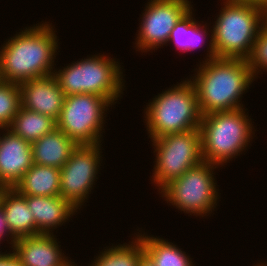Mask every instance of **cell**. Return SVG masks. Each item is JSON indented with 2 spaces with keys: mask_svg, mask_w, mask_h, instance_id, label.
Masks as SVG:
<instances>
[{
  "mask_svg": "<svg viewBox=\"0 0 267 266\" xmlns=\"http://www.w3.org/2000/svg\"><path fill=\"white\" fill-rule=\"evenodd\" d=\"M143 113L150 140L199 129L202 119L196 90L188 77L155 95Z\"/></svg>",
  "mask_w": 267,
  "mask_h": 266,
  "instance_id": "cell-5",
  "label": "cell"
},
{
  "mask_svg": "<svg viewBox=\"0 0 267 266\" xmlns=\"http://www.w3.org/2000/svg\"><path fill=\"white\" fill-rule=\"evenodd\" d=\"M199 62L189 79L196 90L202 116L246 108L243 94L256 81L247 60L214 57Z\"/></svg>",
  "mask_w": 267,
  "mask_h": 266,
  "instance_id": "cell-2",
  "label": "cell"
},
{
  "mask_svg": "<svg viewBox=\"0 0 267 266\" xmlns=\"http://www.w3.org/2000/svg\"><path fill=\"white\" fill-rule=\"evenodd\" d=\"M16 240L17 239L11 234L9 230L4 211L0 206V242L3 243L4 241H7L9 248H11Z\"/></svg>",
  "mask_w": 267,
  "mask_h": 266,
  "instance_id": "cell-25",
  "label": "cell"
},
{
  "mask_svg": "<svg viewBox=\"0 0 267 266\" xmlns=\"http://www.w3.org/2000/svg\"><path fill=\"white\" fill-rule=\"evenodd\" d=\"M259 262L257 264H255V265L253 264V266H267V261H265V262L264 261H262V262L259 261Z\"/></svg>",
  "mask_w": 267,
  "mask_h": 266,
  "instance_id": "cell-30",
  "label": "cell"
},
{
  "mask_svg": "<svg viewBox=\"0 0 267 266\" xmlns=\"http://www.w3.org/2000/svg\"><path fill=\"white\" fill-rule=\"evenodd\" d=\"M101 145H78L60 169V196L79 211L88 202L102 170Z\"/></svg>",
  "mask_w": 267,
  "mask_h": 266,
  "instance_id": "cell-10",
  "label": "cell"
},
{
  "mask_svg": "<svg viewBox=\"0 0 267 266\" xmlns=\"http://www.w3.org/2000/svg\"><path fill=\"white\" fill-rule=\"evenodd\" d=\"M55 234H38L17 239L11 250L22 266H67L71 260L64 254ZM70 258V259H69Z\"/></svg>",
  "mask_w": 267,
  "mask_h": 266,
  "instance_id": "cell-14",
  "label": "cell"
},
{
  "mask_svg": "<svg viewBox=\"0 0 267 266\" xmlns=\"http://www.w3.org/2000/svg\"><path fill=\"white\" fill-rule=\"evenodd\" d=\"M0 266H22V264L12 250H5L0 256Z\"/></svg>",
  "mask_w": 267,
  "mask_h": 266,
  "instance_id": "cell-26",
  "label": "cell"
},
{
  "mask_svg": "<svg viewBox=\"0 0 267 266\" xmlns=\"http://www.w3.org/2000/svg\"><path fill=\"white\" fill-rule=\"evenodd\" d=\"M247 110L239 108L202 116L199 130L203 161L226 167L236 156L248 151V146L251 148L256 129Z\"/></svg>",
  "mask_w": 267,
  "mask_h": 266,
  "instance_id": "cell-3",
  "label": "cell"
},
{
  "mask_svg": "<svg viewBox=\"0 0 267 266\" xmlns=\"http://www.w3.org/2000/svg\"><path fill=\"white\" fill-rule=\"evenodd\" d=\"M56 32L55 25L45 20L6 39L0 46V81L20 84L53 74L60 52Z\"/></svg>",
  "mask_w": 267,
  "mask_h": 266,
  "instance_id": "cell-1",
  "label": "cell"
},
{
  "mask_svg": "<svg viewBox=\"0 0 267 266\" xmlns=\"http://www.w3.org/2000/svg\"><path fill=\"white\" fill-rule=\"evenodd\" d=\"M33 165L32 145L2 127L0 137V184L14 188Z\"/></svg>",
  "mask_w": 267,
  "mask_h": 266,
  "instance_id": "cell-12",
  "label": "cell"
},
{
  "mask_svg": "<svg viewBox=\"0 0 267 266\" xmlns=\"http://www.w3.org/2000/svg\"><path fill=\"white\" fill-rule=\"evenodd\" d=\"M0 206L9 230L16 239L41 234L35 226L33 212L28 207L25 195L20 194L15 188L4 190Z\"/></svg>",
  "mask_w": 267,
  "mask_h": 266,
  "instance_id": "cell-17",
  "label": "cell"
},
{
  "mask_svg": "<svg viewBox=\"0 0 267 266\" xmlns=\"http://www.w3.org/2000/svg\"><path fill=\"white\" fill-rule=\"evenodd\" d=\"M19 88L21 107L59 119L65 94L53 74L26 80Z\"/></svg>",
  "mask_w": 267,
  "mask_h": 266,
  "instance_id": "cell-13",
  "label": "cell"
},
{
  "mask_svg": "<svg viewBox=\"0 0 267 266\" xmlns=\"http://www.w3.org/2000/svg\"><path fill=\"white\" fill-rule=\"evenodd\" d=\"M25 199L33 212L37 230L43 234H54V230L69 223V219L72 220L73 215L79 213L78 209L61 196L25 195Z\"/></svg>",
  "mask_w": 267,
  "mask_h": 266,
  "instance_id": "cell-16",
  "label": "cell"
},
{
  "mask_svg": "<svg viewBox=\"0 0 267 266\" xmlns=\"http://www.w3.org/2000/svg\"><path fill=\"white\" fill-rule=\"evenodd\" d=\"M263 25L267 28V8L263 11Z\"/></svg>",
  "mask_w": 267,
  "mask_h": 266,
  "instance_id": "cell-29",
  "label": "cell"
},
{
  "mask_svg": "<svg viewBox=\"0 0 267 266\" xmlns=\"http://www.w3.org/2000/svg\"><path fill=\"white\" fill-rule=\"evenodd\" d=\"M150 141L155 155L150 181L158 191L203 161L199 129L166 134Z\"/></svg>",
  "mask_w": 267,
  "mask_h": 266,
  "instance_id": "cell-8",
  "label": "cell"
},
{
  "mask_svg": "<svg viewBox=\"0 0 267 266\" xmlns=\"http://www.w3.org/2000/svg\"><path fill=\"white\" fill-rule=\"evenodd\" d=\"M190 0H148L140 15L135 52L147 54L165 46L178 21L192 8Z\"/></svg>",
  "mask_w": 267,
  "mask_h": 266,
  "instance_id": "cell-11",
  "label": "cell"
},
{
  "mask_svg": "<svg viewBox=\"0 0 267 266\" xmlns=\"http://www.w3.org/2000/svg\"><path fill=\"white\" fill-rule=\"evenodd\" d=\"M20 106L19 84L0 81V127L11 125Z\"/></svg>",
  "mask_w": 267,
  "mask_h": 266,
  "instance_id": "cell-23",
  "label": "cell"
},
{
  "mask_svg": "<svg viewBox=\"0 0 267 266\" xmlns=\"http://www.w3.org/2000/svg\"><path fill=\"white\" fill-rule=\"evenodd\" d=\"M5 189H6V187L4 185L0 184V200H1V196H2Z\"/></svg>",
  "mask_w": 267,
  "mask_h": 266,
  "instance_id": "cell-31",
  "label": "cell"
},
{
  "mask_svg": "<svg viewBox=\"0 0 267 266\" xmlns=\"http://www.w3.org/2000/svg\"><path fill=\"white\" fill-rule=\"evenodd\" d=\"M132 235V241L128 243L104 247L88 266H138L145 249L142 240L136 234Z\"/></svg>",
  "mask_w": 267,
  "mask_h": 266,
  "instance_id": "cell-21",
  "label": "cell"
},
{
  "mask_svg": "<svg viewBox=\"0 0 267 266\" xmlns=\"http://www.w3.org/2000/svg\"><path fill=\"white\" fill-rule=\"evenodd\" d=\"M67 266H77V264L74 261H71Z\"/></svg>",
  "mask_w": 267,
  "mask_h": 266,
  "instance_id": "cell-32",
  "label": "cell"
},
{
  "mask_svg": "<svg viewBox=\"0 0 267 266\" xmlns=\"http://www.w3.org/2000/svg\"><path fill=\"white\" fill-rule=\"evenodd\" d=\"M33 163L61 169L78 144L56 128L32 144Z\"/></svg>",
  "mask_w": 267,
  "mask_h": 266,
  "instance_id": "cell-18",
  "label": "cell"
},
{
  "mask_svg": "<svg viewBox=\"0 0 267 266\" xmlns=\"http://www.w3.org/2000/svg\"><path fill=\"white\" fill-rule=\"evenodd\" d=\"M221 166L201 161L181 177L175 178L158 193L168 205L188 216L207 217L217 209L220 192L214 171ZM217 168V169H216ZM216 208V209H215Z\"/></svg>",
  "mask_w": 267,
  "mask_h": 266,
  "instance_id": "cell-7",
  "label": "cell"
},
{
  "mask_svg": "<svg viewBox=\"0 0 267 266\" xmlns=\"http://www.w3.org/2000/svg\"><path fill=\"white\" fill-rule=\"evenodd\" d=\"M139 229H135L138 234L134 233L142 240L145 252L153 259L156 266H195L193 258L177 244Z\"/></svg>",
  "mask_w": 267,
  "mask_h": 266,
  "instance_id": "cell-20",
  "label": "cell"
},
{
  "mask_svg": "<svg viewBox=\"0 0 267 266\" xmlns=\"http://www.w3.org/2000/svg\"><path fill=\"white\" fill-rule=\"evenodd\" d=\"M247 62L255 80L260 78L259 75L263 72L267 73V28L264 25L258 32Z\"/></svg>",
  "mask_w": 267,
  "mask_h": 266,
  "instance_id": "cell-24",
  "label": "cell"
},
{
  "mask_svg": "<svg viewBox=\"0 0 267 266\" xmlns=\"http://www.w3.org/2000/svg\"><path fill=\"white\" fill-rule=\"evenodd\" d=\"M138 266H156L153 259L145 252L139 261Z\"/></svg>",
  "mask_w": 267,
  "mask_h": 266,
  "instance_id": "cell-27",
  "label": "cell"
},
{
  "mask_svg": "<svg viewBox=\"0 0 267 266\" xmlns=\"http://www.w3.org/2000/svg\"><path fill=\"white\" fill-rule=\"evenodd\" d=\"M2 243L0 242V245H1ZM1 248V247H0ZM1 250V249H0ZM3 253H5V252H2V250L0 251V256L3 254Z\"/></svg>",
  "mask_w": 267,
  "mask_h": 266,
  "instance_id": "cell-33",
  "label": "cell"
},
{
  "mask_svg": "<svg viewBox=\"0 0 267 266\" xmlns=\"http://www.w3.org/2000/svg\"><path fill=\"white\" fill-rule=\"evenodd\" d=\"M14 188L22 195L60 196V169L33 163Z\"/></svg>",
  "mask_w": 267,
  "mask_h": 266,
  "instance_id": "cell-19",
  "label": "cell"
},
{
  "mask_svg": "<svg viewBox=\"0 0 267 266\" xmlns=\"http://www.w3.org/2000/svg\"><path fill=\"white\" fill-rule=\"evenodd\" d=\"M103 52L88 55L54 69L53 75L65 96L76 94H94L105 97L113 105L123 98L125 78L119 59ZM117 60V61H116ZM122 94V95H121Z\"/></svg>",
  "mask_w": 267,
  "mask_h": 266,
  "instance_id": "cell-4",
  "label": "cell"
},
{
  "mask_svg": "<svg viewBox=\"0 0 267 266\" xmlns=\"http://www.w3.org/2000/svg\"><path fill=\"white\" fill-rule=\"evenodd\" d=\"M56 128L57 121L52 117L27 110L21 106L8 127L14 134L31 144Z\"/></svg>",
  "mask_w": 267,
  "mask_h": 266,
  "instance_id": "cell-22",
  "label": "cell"
},
{
  "mask_svg": "<svg viewBox=\"0 0 267 266\" xmlns=\"http://www.w3.org/2000/svg\"><path fill=\"white\" fill-rule=\"evenodd\" d=\"M194 8L192 7L175 25L172 29L167 46L174 44L175 50L179 52L188 53V51H197L198 48L203 49L204 45L206 48V55L202 61H208L216 57L215 50L212 43V27L209 28V23L201 22L195 19ZM206 23V24H204ZM208 26V28H207ZM210 29V30H209ZM209 37V38H208ZM210 39V40H209ZM209 41V43H208ZM206 42L208 44H206Z\"/></svg>",
  "mask_w": 267,
  "mask_h": 266,
  "instance_id": "cell-15",
  "label": "cell"
},
{
  "mask_svg": "<svg viewBox=\"0 0 267 266\" xmlns=\"http://www.w3.org/2000/svg\"><path fill=\"white\" fill-rule=\"evenodd\" d=\"M222 1L216 21L210 25L215 55L247 60L263 25L264 9L239 0Z\"/></svg>",
  "mask_w": 267,
  "mask_h": 266,
  "instance_id": "cell-6",
  "label": "cell"
},
{
  "mask_svg": "<svg viewBox=\"0 0 267 266\" xmlns=\"http://www.w3.org/2000/svg\"><path fill=\"white\" fill-rule=\"evenodd\" d=\"M250 5L259 6L262 9L267 8V0H239Z\"/></svg>",
  "mask_w": 267,
  "mask_h": 266,
  "instance_id": "cell-28",
  "label": "cell"
},
{
  "mask_svg": "<svg viewBox=\"0 0 267 266\" xmlns=\"http://www.w3.org/2000/svg\"><path fill=\"white\" fill-rule=\"evenodd\" d=\"M0 132H1V133H0V137H1V134H2V127H0Z\"/></svg>",
  "mask_w": 267,
  "mask_h": 266,
  "instance_id": "cell-34",
  "label": "cell"
},
{
  "mask_svg": "<svg viewBox=\"0 0 267 266\" xmlns=\"http://www.w3.org/2000/svg\"><path fill=\"white\" fill-rule=\"evenodd\" d=\"M114 105L94 94L65 96L57 128L78 145L102 144L106 117Z\"/></svg>",
  "mask_w": 267,
  "mask_h": 266,
  "instance_id": "cell-9",
  "label": "cell"
}]
</instances>
